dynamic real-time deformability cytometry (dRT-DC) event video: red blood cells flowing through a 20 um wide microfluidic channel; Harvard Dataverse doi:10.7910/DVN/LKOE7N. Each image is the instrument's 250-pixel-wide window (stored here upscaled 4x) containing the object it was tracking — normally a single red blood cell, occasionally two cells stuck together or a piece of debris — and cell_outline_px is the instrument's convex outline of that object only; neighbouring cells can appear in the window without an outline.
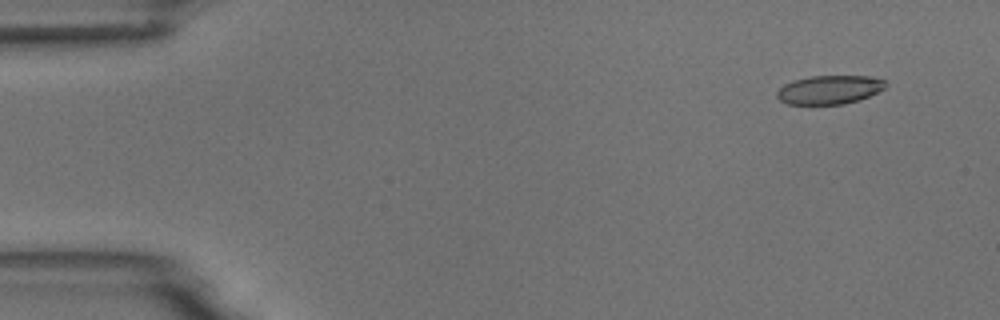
{"species": "common noctule bat (a hibernating species)", "species_latin": "Nyctalus noctula", "temperature_condition": "room temperature", "stored_images_in_passage": 5, "camera_frame_rate_fps": 3000, "um_per_image_px": 0.085, "animal": {"sex": "male", "body_mass_g": 18.8}, "frame": {"image": 1, "passage_image": 2, "time_ms": 1.0, "image_size_px": [1000, 320], "cell_outline_px": [[884, 88], [860, 100], [844, 104], [812, 108], [788, 104], [780, 100], [776, 96], [776, 92], [784, 84], [792, 80], [812, 76], [868, 76], [884, 80]], "centroid_in_image_um": [70.4, 7.68], "position_along_channel_um": 14.6, "area_um2": 18.84}}
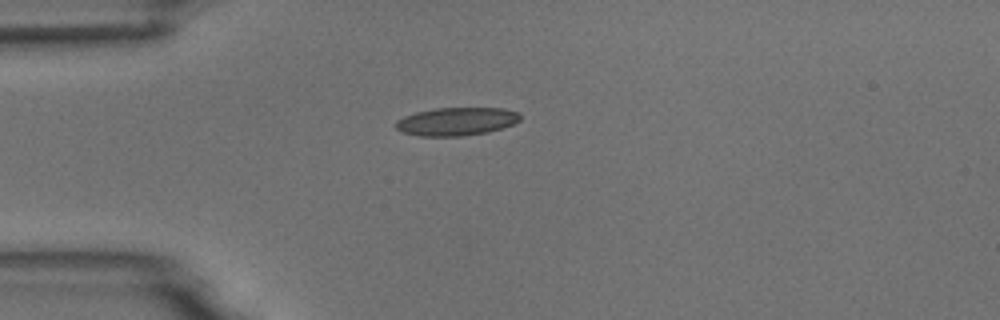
{"frame": {"image": 2, "passage_image": 5, "time_ms": 4.333, "image_size_px": [1000, 320], "cell_outline_px": [[520, 120], [512, 124], [488, 132], [464, 136], [420, 136], [400, 132], [396, 128], [396, 120], [404, 116], [416, 112], [436, 108], [504, 108], [520, 112]], "centroid_in_image_um": [38.79, 10.32], "position_along_channel_um": 46.2, "area_um2": 20.46}}